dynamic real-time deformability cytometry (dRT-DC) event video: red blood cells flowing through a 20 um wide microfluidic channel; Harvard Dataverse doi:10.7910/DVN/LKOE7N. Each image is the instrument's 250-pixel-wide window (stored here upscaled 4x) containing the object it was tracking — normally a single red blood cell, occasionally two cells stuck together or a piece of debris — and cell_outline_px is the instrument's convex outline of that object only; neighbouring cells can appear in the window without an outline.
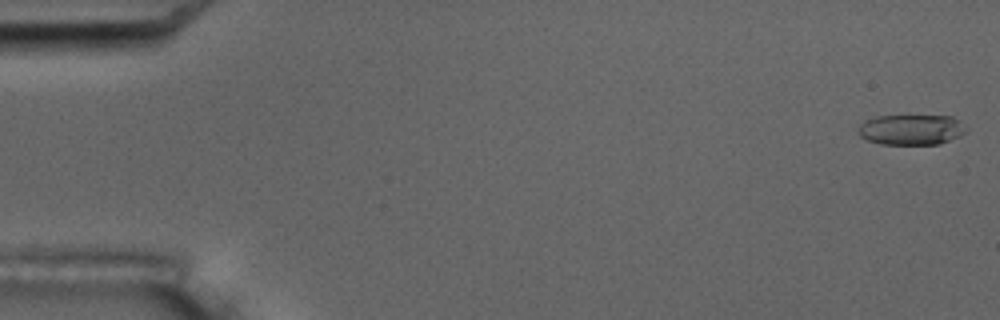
{"species": "common noctule bat (a hibernating species)", "species_latin": "Nyctalus noctula", "temperature_condition": "room temperature", "stored_images_in_passage": 5, "camera_frame_rate_fps": 3000, "um_per_image_px": 0.085, "animal": {"sex": "male", "body_mass_g": 17.5, "forearm_length_mm": 52.3}, "frame": {"image": 1, "passage_image": 1, "time_ms": 0.0, "image_size_px": [1000, 320], "cell_outline_px": [[968, 132], [960, 136], [940, 144], [880, 144], [868, 140], [860, 136], [856, 132], [860, 124], [864, 120], [876, 116], [952, 116], [960, 120], [968, 128]], "centroid_in_image_um": [77.48, 11.02], "position_along_channel_um": 7.5, "area_um2": 19.42}}
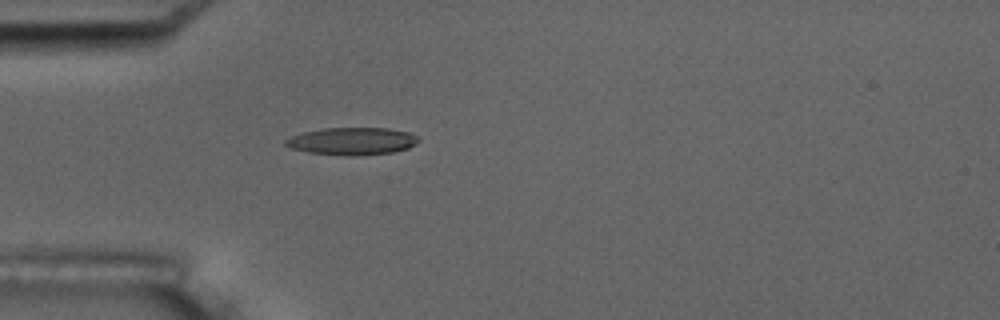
{"frame": {"image": 2, "passage_image": 5, "time_ms": 5.333, "image_size_px": [1000, 320], "cell_outline_px": [[420, 140], [408, 148], [392, 152], [308, 152], [292, 148], [284, 144], [284, 140], [300, 132], [324, 128], [388, 128], [408, 132], [420, 136]], "centroid_in_image_um": [29.94, 11.92], "position_along_channel_um": 55.1, "area_um2": 20.0}}